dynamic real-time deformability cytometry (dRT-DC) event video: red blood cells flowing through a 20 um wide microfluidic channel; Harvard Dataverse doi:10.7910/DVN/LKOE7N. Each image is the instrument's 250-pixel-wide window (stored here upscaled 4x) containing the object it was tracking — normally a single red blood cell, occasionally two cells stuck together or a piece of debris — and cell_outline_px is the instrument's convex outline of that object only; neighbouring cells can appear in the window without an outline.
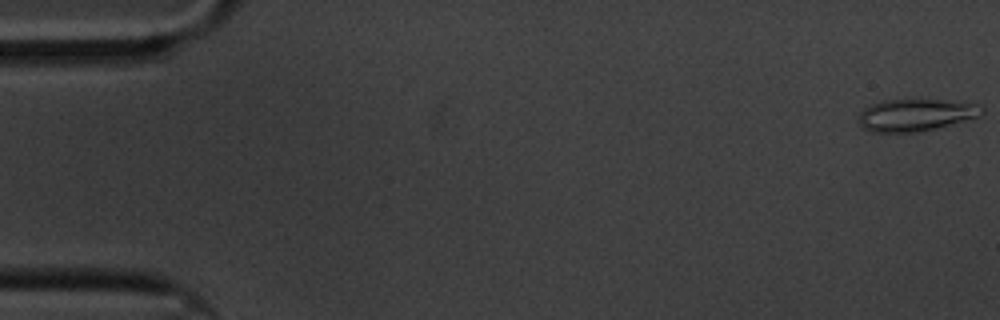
{"species": "common noctule bat (a hibernating species)", "species_latin": "Nyctalus noctula", "temperature_condition": "cold", "stored_images_in_passage": 59, "camera_frame_rate_fps": 3000, "um_per_image_px": 0.085, "animal": {"sex": "male", "body_mass_g": 20.1, "forearm_length_mm": 53.5}, "frame": {"image": 1, "passage_image": 1, "time_ms": 0.0, "image_size_px": [1000, 320], "cell_outline_px": [[984, 112], [980, 116], [936, 128], [916, 132], [872, 132], [864, 128], [856, 120], [860, 112], [864, 108], [872, 104], [884, 100], [944, 100], [976, 104], [984, 108]], "centroid_in_image_um": [77.81, 9.77], "position_along_channel_um": 7.2, "area_um2": 22.95}}
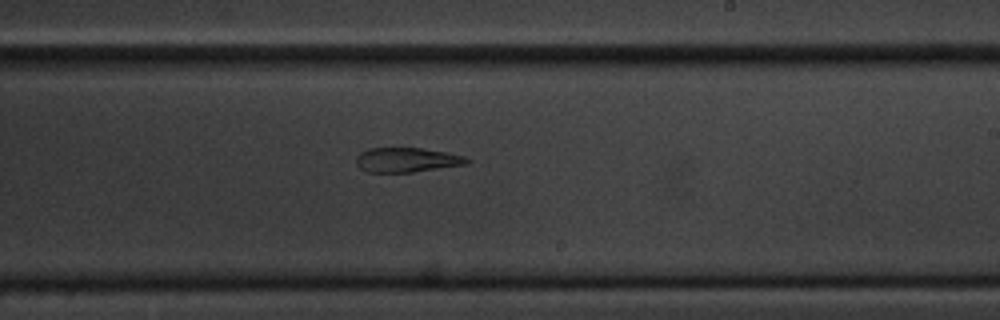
{"frame": {"image": 2, "passage_image": 35, "time_ms": 11.333, "image_size_px": [1000, 320], "cell_outline_px": [[472, 160], [468, 164], [412, 172], [368, 172], [360, 168], [356, 164], [356, 156], [360, 152], [368, 148], [420, 148], [444, 152], [464, 156]], "centroid_in_image_um": [34.56, 13.59], "position_along_channel_um": 254.4, "area_um2": 15.84}}
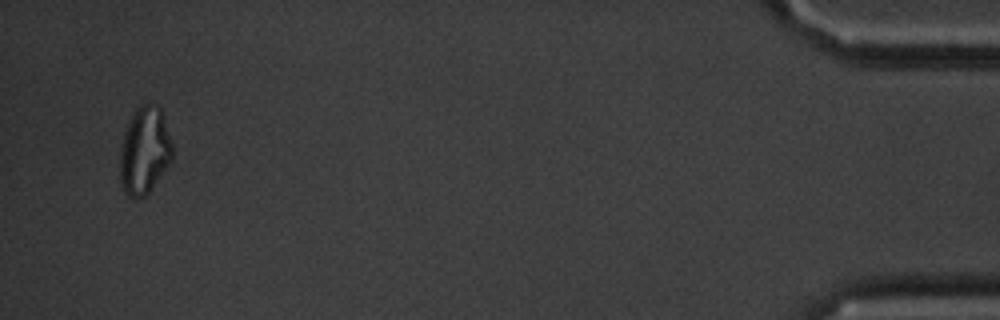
{"frame": {"image": 3, "passage_image": 57, "time_ms": 18.667, "image_size_px": [1000, 320], "cell_outline_px": [[172, 160], [152, 188], [144, 196], [136, 200], [128, 196], [124, 192], [120, 180], [120, 148], [124, 132], [132, 112], [140, 104], [156, 104], [160, 108], [172, 144]], "centroid_in_image_um": [12.26, 12.82], "position_along_channel_um": 422.9, "area_um2": 26.76}, "authors_computed_cell_mechanics": {"area_um2": 19.4786, "velocity_mm_per_s": 3.4036, "shape_relaxation_time_tau1_ms": null, "shape_relaxation_time_tau2_ms": 4.9741, "deformation_change_tau1": null, "deformation_change_tau2": 0.1459}}